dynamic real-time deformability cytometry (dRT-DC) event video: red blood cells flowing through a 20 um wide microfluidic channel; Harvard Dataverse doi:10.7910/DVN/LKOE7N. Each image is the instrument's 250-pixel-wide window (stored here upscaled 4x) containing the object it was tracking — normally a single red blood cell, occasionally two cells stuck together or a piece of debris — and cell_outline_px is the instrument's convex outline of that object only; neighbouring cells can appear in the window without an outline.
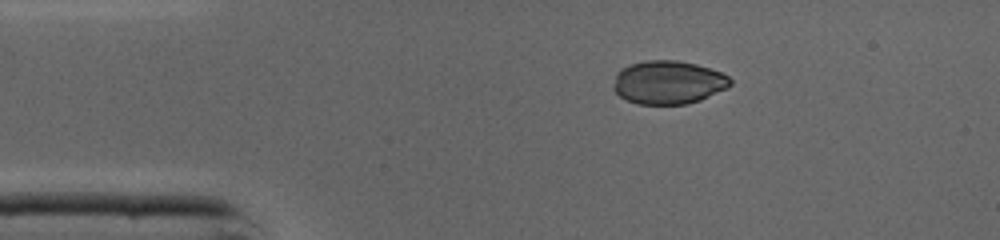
{"species": "common noctule bat (a hibernating species)", "species_latin": "Nyctalus noctula", "temperature_condition": "cold", "stored_images_in_passage": 38, "camera_frame_rate_fps": 3000, "um_per_image_px": 0.085, "animal": {"sex": "male", "body_mass_g": 19.0, "forearm_length_mm": 50.8}, "frame": {"image": 1, "passage_image": 1, "time_ms": 0.0, "image_size_px": [1000, 240], "cell_outline_px": [[732, 84], [700, 100], [688, 104], [640, 104], [628, 100], [620, 96], [612, 88], [616, 72], [620, 68], [628, 64], [644, 60], [676, 60], [696, 64], [720, 72], [728, 76], [732, 80]], "centroid_in_image_um": [56.75, 6.99], "position_along_channel_um": 28.2, "area_um2": 29.54}}
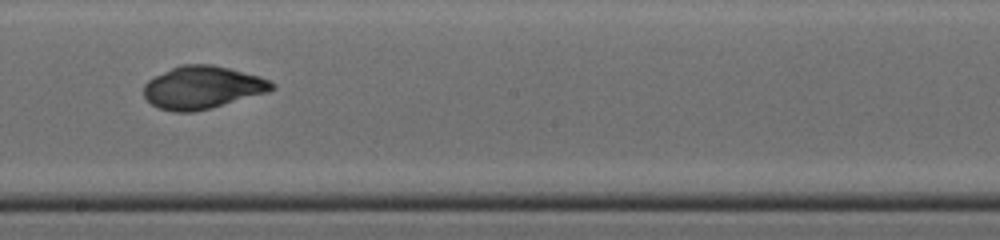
{"frame": {"image": 2, "passage_image": 18, "time_ms": 5.667, "image_size_px": [1000, 240], "cell_outline_px": [[276, 88], [268, 92], [208, 108], [192, 112], [176, 112], [160, 108], [152, 104], [144, 96], [144, 84], [148, 80], [180, 64], [212, 64], [260, 76], [276, 84]], "centroid_in_image_um": [17.21, 7.42], "position_along_channel_um": 231.0, "area_um2": 31.5}}
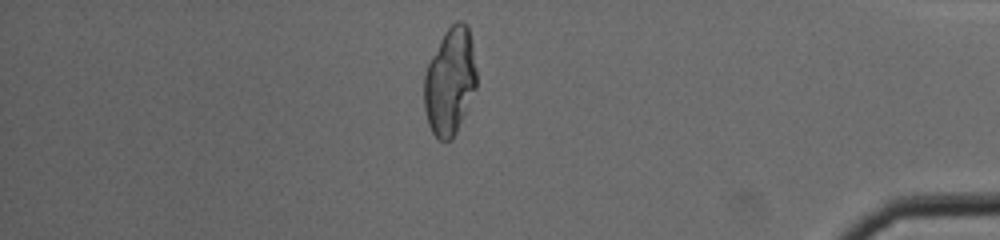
{"frame": {"image": 3, "passage_image": 32, "time_ms": 10.333, "image_size_px": [1000, 240], "cell_outline_px": [[476, 88], [456, 132], [452, 140], [440, 140], [432, 132], [428, 124], [424, 108], [424, 76], [428, 64], [444, 32], [456, 20], [460, 20], [468, 24], [472, 44], [476, 68]], "centroid_in_image_um": [38.24, 6.9], "position_along_channel_um": 397.0, "area_um2": 32.6}}